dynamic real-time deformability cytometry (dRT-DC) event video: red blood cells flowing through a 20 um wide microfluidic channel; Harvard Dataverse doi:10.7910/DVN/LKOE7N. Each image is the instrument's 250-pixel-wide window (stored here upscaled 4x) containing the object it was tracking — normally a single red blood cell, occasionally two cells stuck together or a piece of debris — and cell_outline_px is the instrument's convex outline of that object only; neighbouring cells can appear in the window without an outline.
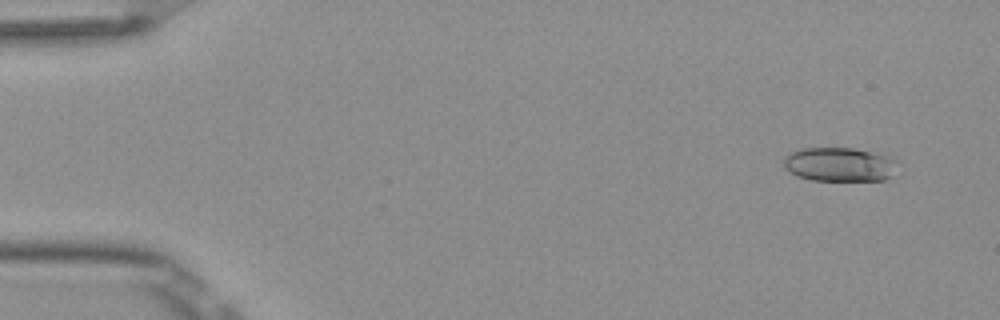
{"species": "Egyptian fruit bat (a non-hibernating species)", "species_latin": "Rousettus aegyptiacus", "temperature_condition": "room temperature", "stored_images_in_passage": 7, "camera_frame_rate_fps": 3000, "um_per_image_px": 0.085, "frame": {"image": 1, "passage_image": 1, "time_ms": 0.0, "image_size_px": [1000, 320], "cell_outline_px": [[896, 160], [888, 176], [884, 180], [812, 180], [796, 176], [788, 172], [784, 168], [784, 156], [800, 148], [852, 148], [872, 152], [888, 156]], "centroid_in_image_um": [71.25, 13.97], "position_along_channel_um": 13.8, "area_um2": 22.25}}
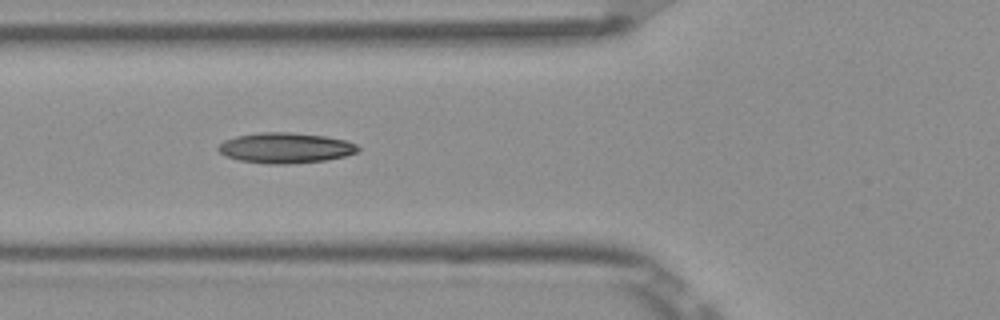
{"frame": {"image": 2, "passage_image": 5, "time_ms": 1.333, "image_size_px": [1000, 320], "cell_outline_px": [[360, 148], [356, 152], [344, 156], [324, 160], [288, 164], [268, 164], [240, 160], [224, 156], [216, 148], [224, 140], [236, 136], [260, 132], [288, 132], [324, 136], [344, 140], [356, 144]], "centroid_in_image_um": [24.22, 12.57], "position_along_channel_um": 101.6, "area_um2": 24.62}}
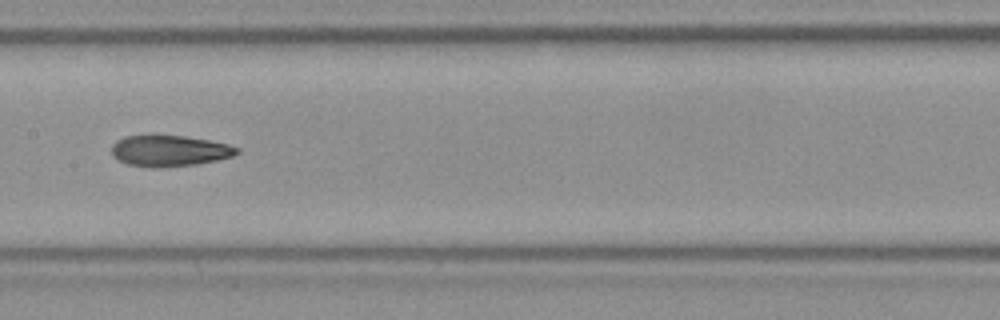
{"frame": {"image": 3, "passage_image": 7, "time_ms": 2.0, "image_size_px": [1000, 320], "cell_outline_px": [[240, 152], [232, 156], [216, 160], [196, 164], [156, 168], [152, 168], [128, 164], [112, 156], [112, 144], [116, 140], [124, 136], [184, 136], [208, 140], [228, 144], [240, 148]], "centroid_in_image_um": [14.4, 12.82], "position_along_channel_um": 193.0, "area_um2": 22.54}}